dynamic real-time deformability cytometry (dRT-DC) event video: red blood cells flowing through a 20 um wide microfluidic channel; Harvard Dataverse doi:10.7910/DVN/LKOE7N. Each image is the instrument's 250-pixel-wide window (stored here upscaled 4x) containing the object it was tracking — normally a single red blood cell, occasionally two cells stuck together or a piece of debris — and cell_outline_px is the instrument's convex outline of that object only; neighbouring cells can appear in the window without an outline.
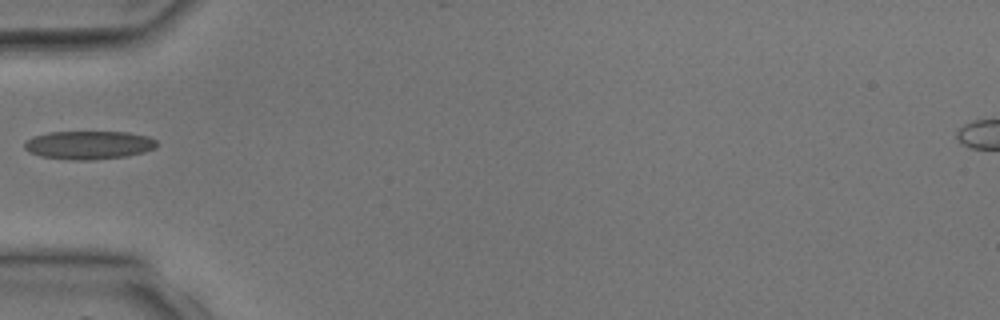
{"species": "common noctule bat (a hibernating species)", "species_latin": "Nyctalus noctula", "temperature_condition": "room temperature", "stored_images_in_passage": 3, "camera_frame_rate_fps": 3000, "um_per_image_px": 0.085, "animal": {"sex": "male", "body_mass_g": 17.9, "forearm_length_mm": 54.2}, "frame": {"image": 1, "passage_image": 3, "time_ms": 3.667, "image_size_px": [1000, 320], "cell_outline_px": [[156, 148], [144, 152], [128, 156], [92, 160], [72, 160], [40, 156], [28, 152], [24, 148], [24, 144], [32, 136], [48, 132], [128, 132], [148, 136], [156, 140]], "centroid_in_image_um": [7.54, 12.33], "position_along_channel_um": 77.5, "area_um2": 22.02}}